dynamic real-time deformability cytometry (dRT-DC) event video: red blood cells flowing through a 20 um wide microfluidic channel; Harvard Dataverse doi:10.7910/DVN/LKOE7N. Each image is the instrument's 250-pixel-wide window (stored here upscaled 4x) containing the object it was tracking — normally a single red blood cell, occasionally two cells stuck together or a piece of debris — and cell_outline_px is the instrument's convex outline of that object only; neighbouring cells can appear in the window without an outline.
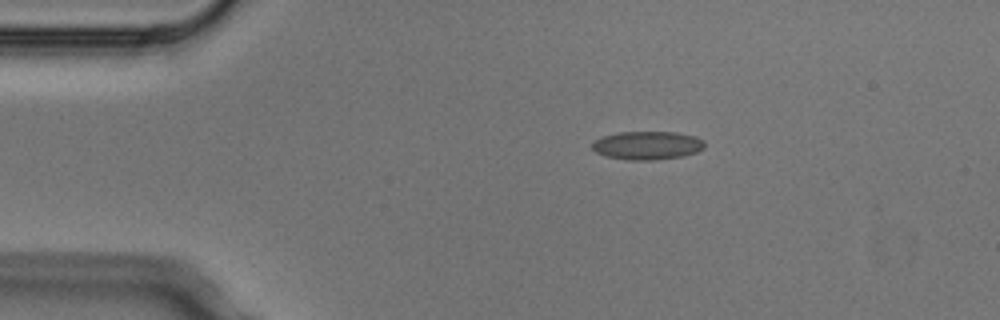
{"species": "Egyptian fruit bat (a non-hibernating species)", "species_latin": "Rousettus aegyptiacus", "temperature_condition": "cold", "stored_images_in_passage": 3, "camera_frame_rate_fps": 3000, "um_per_image_px": 0.085, "animal": {"sex": "male"}, "frame": {"image": 1, "passage_image": 1, "time_ms": 0.0, "image_size_px": [1000, 320], "cell_outline_px": [[704, 148], [696, 152], [684, 156], [656, 160], [628, 160], [608, 156], [596, 152], [592, 148], [592, 140], [600, 136], [620, 132], [676, 132], [696, 136], [704, 140]], "centroid_in_image_um": [55.02, 12.35], "position_along_channel_um": 30.0, "area_um2": 18.79}}
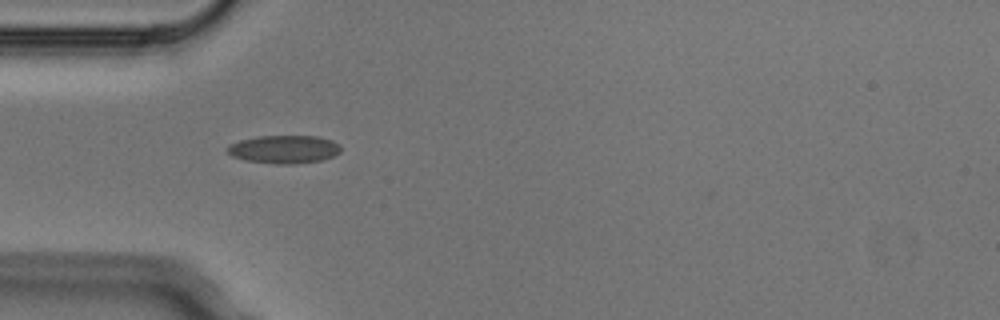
{"frame": {"image": 2, "passage_image": 3, "time_ms": 0.667, "image_size_px": [1000, 320], "cell_outline_px": [[340, 152], [332, 156], [320, 160], [292, 164], [276, 164], [244, 160], [232, 156], [224, 148], [228, 144], [240, 140], [260, 136], [320, 136], [332, 140], [340, 144]], "centroid_in_image_um": [24.12, 12.68], "position_along_channel_um": 60.9, "area_um2": 18.67}}